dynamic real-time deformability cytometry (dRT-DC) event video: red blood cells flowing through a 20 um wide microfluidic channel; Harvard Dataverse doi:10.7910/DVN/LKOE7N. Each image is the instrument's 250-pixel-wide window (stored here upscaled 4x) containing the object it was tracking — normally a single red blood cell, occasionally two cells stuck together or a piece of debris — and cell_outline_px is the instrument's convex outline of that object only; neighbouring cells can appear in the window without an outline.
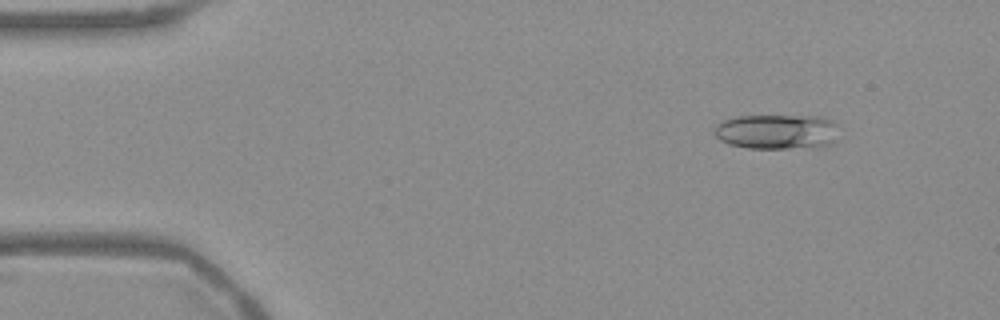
{"species": "Egyptian fruit bat (a non-hibernating species)", "species_latin": "Rousettus aegyptiacus", "temperature_condition": "warm", "stored_images_in_passage": 53, "camera_frame_rate_fps": 3000, "um_per_image_px": 0.085, "frame": {"image": 1, "passage_image": 6, "time_ms": 1.667, "image_size_px": [1000, 320], "cell_outline_px": [[836, 124], [832, 144], [816, 148], [748, 148], [728, 144], [720, 140], [716, 136], [716, 124], [724, 120], [736, 116], [820, 116], [832, 120]], "centroid_in_image_um": [66.03, 11.2], "position_along_channel_um": 19.0, "area_um2": 25.32}}
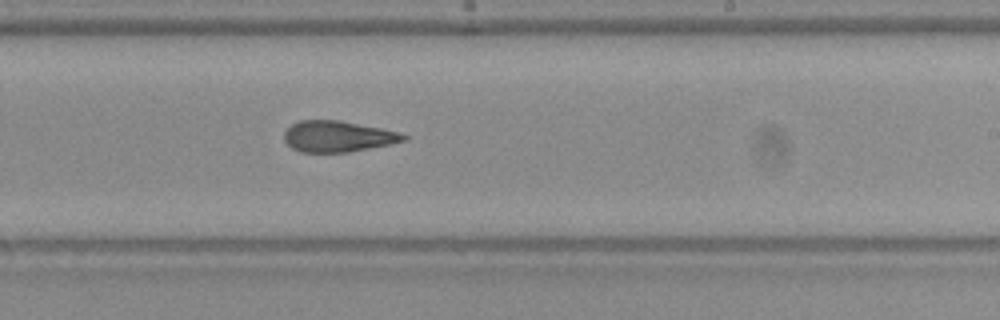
{"frame": {"image": 2, "passage_image": 32, "time_ms": 10.333, "image_size_px": [1000, 320], "cell_outline_px": [[408, 140], [392, 144], [348, 152], [300, 152], [292, 148], [284, 140], [284, 132], [292, 124], [300, 120], [340, 120], [400, 132], [408, 136]], "centroid_in_image_um": [28.73, 11.59], "position_along_channel_um": 260.3, "area_um2": 21.68}}
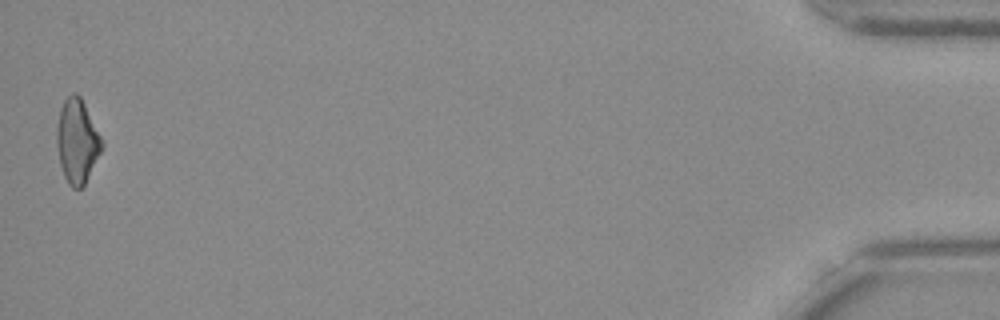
{"frame": {"image": 3, "passage_image": 53, "time_ms": 17.333, "image_size_px": [1000, 320], "cell_outline_px": [[104, 144], [84, 184], [80, 188], [72, 188], [68, 184], [64, 176], [60, 164], [56, 144], [56, 128], [60, 108], [64, 100], [72, 92], [76, 92], [80, 96], [104, 140]], "centroid_in_image_um": [6.54, 11.96], "position_along_channel_um": 428.7, "area_um2": 22.08}, "authors_computed_cell_mechanics": {"area_um2": 22.4842, "velocity_mm_per_s": 3.7859, "shape_relaxation_time_tau1_ms": null, "shape_relaxation_time_tau2_ms": 2.9495, "deformation_change_tau1": null, "deformation_change_tau2": 0.1217}}